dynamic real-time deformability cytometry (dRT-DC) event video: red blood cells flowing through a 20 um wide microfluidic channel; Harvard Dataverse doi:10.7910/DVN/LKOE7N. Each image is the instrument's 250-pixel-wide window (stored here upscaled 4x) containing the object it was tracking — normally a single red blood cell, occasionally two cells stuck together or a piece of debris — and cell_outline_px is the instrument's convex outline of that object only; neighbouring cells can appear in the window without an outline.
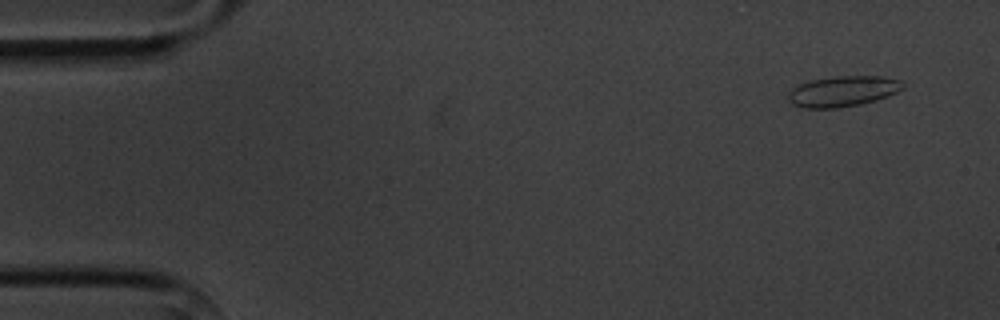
{"species": "common noctule bat (a hibernating species)", "species_latin": "Nyctalus noctula", "temperature_condition": "cold", "stored_images_in_passage": 4, "camera_frame_rate_fps": 3000, "um_per_image_px": 0.085, "animal": {"sex": "male", "body_mass_g": 20.1, "forearm_length_mm": 53.5}, "frame": {"image": 1, "passage_image": 1, "time_ms": 0.0, "image_size_px": [1000, 320], "cell_outline_px": [[904, 88], [888, 96], [876, 100], [860, 104], [836, 108], [804, 108], [792, 104], [788, 100], [788, 92], [792, 88], [800, 84], [812, 80], [836, 76], [880, 76], [900, 80], [904, 84]], "centroid_in_image_um": [71.63, 7.76], "position_along_channel_um": 13.4, "area_um2": 20.4}}